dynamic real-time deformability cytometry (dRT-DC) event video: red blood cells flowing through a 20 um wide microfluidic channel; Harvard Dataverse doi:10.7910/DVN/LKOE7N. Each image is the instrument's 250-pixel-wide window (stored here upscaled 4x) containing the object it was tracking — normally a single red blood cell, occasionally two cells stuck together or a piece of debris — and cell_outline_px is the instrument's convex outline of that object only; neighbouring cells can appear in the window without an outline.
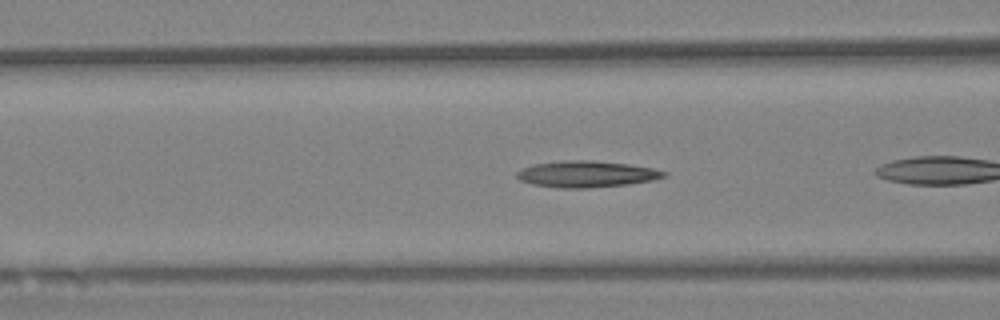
{"species": "Egyptian fruit bat (a non-hibernating species)", "species_latin": "Rousettus aegyptiacus", "temperature_condition": "warm", "stored_images_in_passage": 29, "camera_frame_rate_fps": 3000, "um_per_image_px": 0.085, "animal": {"sex": "female"}, "frame": {"image": 1, "passage_image": 5, "time_ms": 1.333, "image_size_px": [1000, 320], "cell_outline_px": [[668, 176], [652, 180], [628, 184], [588, 188], [556, 188], [532, 184], [520, 180], [516, 176], [516, 172], [532, 164], [564, 160], [592, 160], [628, 164], [652, 168], [668, 172]], "centroid_in_image_um": [49.85, 14.8], "position_along_channel_um": 116.8, "area_um2": 22.72}}